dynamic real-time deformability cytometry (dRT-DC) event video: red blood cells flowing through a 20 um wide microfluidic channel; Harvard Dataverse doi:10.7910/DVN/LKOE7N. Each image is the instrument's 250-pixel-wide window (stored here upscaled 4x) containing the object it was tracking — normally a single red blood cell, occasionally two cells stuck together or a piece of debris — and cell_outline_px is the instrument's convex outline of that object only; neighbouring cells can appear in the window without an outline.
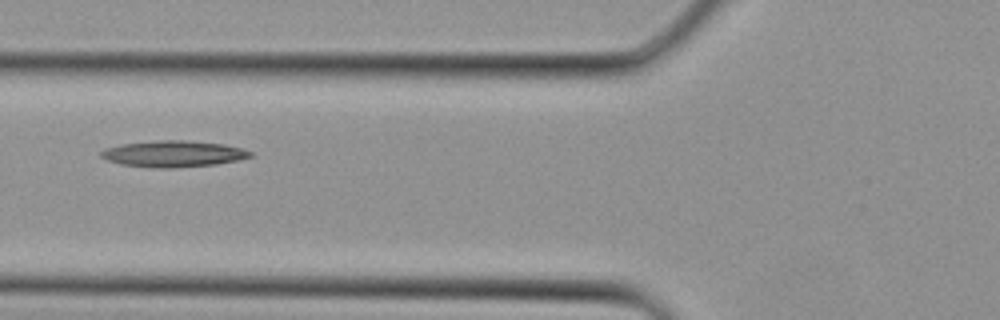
{"species": "Egyptian fruit bat (a non-hibernating species)", "species_latin": "Rousettus aegyptiacus", "temperature_condition": "cold", "stored_images_in_passage": 4, "camera_frame_rate_fps": 3000, "um_per_image_px": 0.085, "animal": {"sex": "female"}, "frame": {"image": 1, "passage_image": 4, "time_ms": 1.0, "image_size_px": [1000, 320], "cell_outline_px": [[252, 156], [240, 160], [216, 164], [176, 168], [148, 168], [120, 164], [108, 160], [100, 156], [100, 152], [108, 148], [120, 144], [160, 140], [184, 140], [224, 144], [240, 148], [252, 152]], "centroid_in_image_um": [14.74, 13.08], "position_along_channel_um": 111.1, "area_um2": 22.95}}